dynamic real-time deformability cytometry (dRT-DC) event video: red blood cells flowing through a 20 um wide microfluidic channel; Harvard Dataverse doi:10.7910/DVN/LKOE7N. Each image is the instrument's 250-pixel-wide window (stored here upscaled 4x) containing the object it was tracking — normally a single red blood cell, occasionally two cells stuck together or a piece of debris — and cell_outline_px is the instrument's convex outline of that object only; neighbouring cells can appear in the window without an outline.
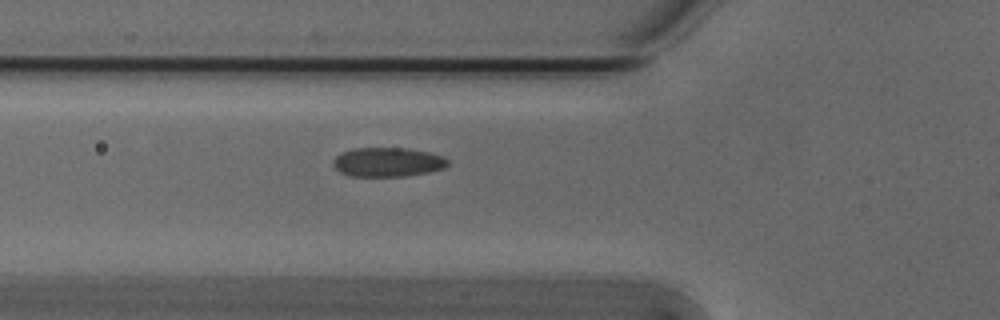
{"species": "Egyptian fruit bat (a non-hibernating species)", "species_latin": "Rousettus aegyptiacus", "temperature_condition": "cold", "stored_images_in_passage": 36, "camera_frame_rate_fps": 3000, "um_per_image_px": 0.085, "animal": {"sex": "male"}, "frame": {"image": 1, "passage_image": 6, "time_ms": 1.667, "image_size_px": [1000, 320], "cell_outline_px": [[448, 164], [444, 168], [428, 172], [404, 176], [348, 176], [340, 172], [332, 164], [332, 160], [340, 152], [352, 148], [408, 148], [428, 152], [444, 156], [448, 160]], "centroid_in_image_um": [32.92, 13.77], "position_along_channel_um": 92.9, "area_um2": 19.65}}
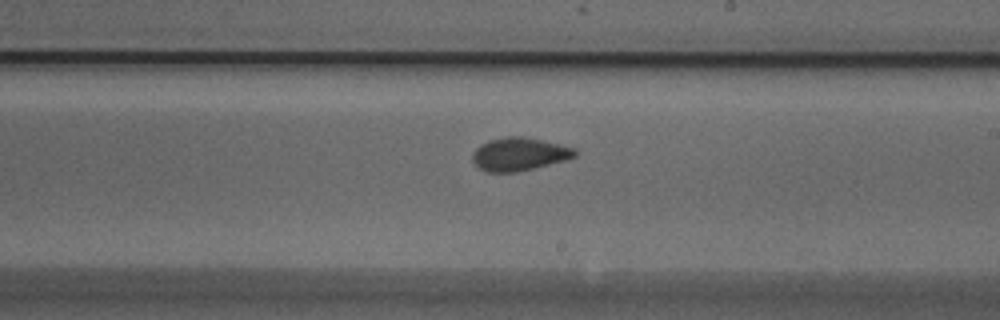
{"frame": {"image": 2, "passage_image": 18, "time_ms": 5.667, "image_size_px": [1000, 320], "cell_outline_px": [[576, 156], [568, 160], [516, 172], [488, 172], [480, 168], [472, 160], [472, 152], [480, 144], [488, 140], [508, 136], [520, 136], [560, 144], [576, 148]], "centroid_in_image_um": [44.14, 13.1], "position_along_channel_um": 244.9, "area_um2": 19.77}}
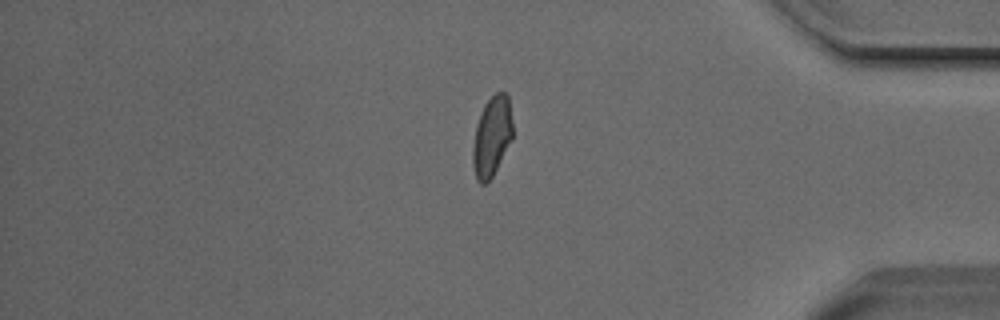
{"frame": {"image": 3, "passage_image": 32, "time_ms": 10.333, "image_size_px": [1000, 320], "cell_outline_px": [[512, 140], [492, 176], [484, 184], [480, 184], [476, 180], [472, 164], [472, 148], [476, 124], [480, 112], [484, 104], [496, 92], [508, 92], [512, 124]], "centroid_in_image_um": [41.79, 11.58], "position_along_channel_um": 393.4, "area_um2": 18.73}, "authors_computed_cell_mechanics": {"area_um2": 19.363, "velocity_mm_per_s": 3.7965, "shape_relaxation_time_tau1_ms": 9.1124, "shape_relaxation_time_tau2_ms": 1.3076, "deformation_change_tau1": 0.1708, "deformation_change_tau2": 0.0485}}